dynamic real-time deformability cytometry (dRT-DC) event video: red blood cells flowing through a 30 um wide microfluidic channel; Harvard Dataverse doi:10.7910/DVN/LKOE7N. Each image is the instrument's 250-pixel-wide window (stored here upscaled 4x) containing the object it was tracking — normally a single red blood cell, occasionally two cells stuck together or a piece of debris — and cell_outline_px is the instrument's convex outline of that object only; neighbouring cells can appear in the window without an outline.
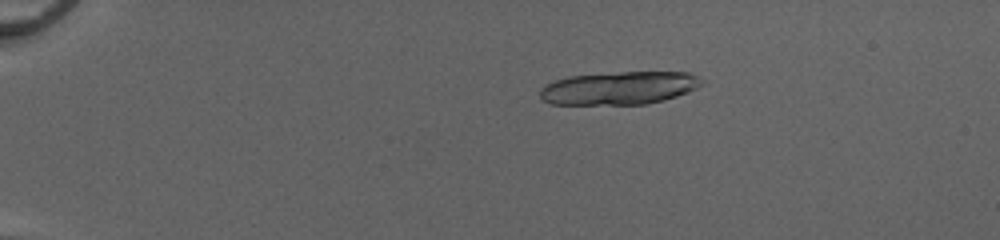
{"species": "common noctule bat (a hibernating species)", "species_latin": "Nyctalus noctula", "temperature_condition": "cold", "stored_images_in_passage": 23, "camera_frame_rate_fps": 3000, "um_per_image_px": 0.085, "animal": {"sex": "female", "body_mass_g": 20.0, "forearm_length_mm": 54.0}, "frame": {"image": 1, "passage_image": 12, "time_ms": 3.667, "image_size_px": [1000, 240], "cell_outline_px": [[708, 80], [704, 84], [688, 92], [664, 100], [644, 104], [552, 104], [540, 100], [540, 88], [556, 80], [568, 76], [620, 72], [688, 72], [700, 76]], "centroid_in_image_um": [52.69, 7.47], "position_along_channel_um": 32.3, "area_um2": 31.33}}